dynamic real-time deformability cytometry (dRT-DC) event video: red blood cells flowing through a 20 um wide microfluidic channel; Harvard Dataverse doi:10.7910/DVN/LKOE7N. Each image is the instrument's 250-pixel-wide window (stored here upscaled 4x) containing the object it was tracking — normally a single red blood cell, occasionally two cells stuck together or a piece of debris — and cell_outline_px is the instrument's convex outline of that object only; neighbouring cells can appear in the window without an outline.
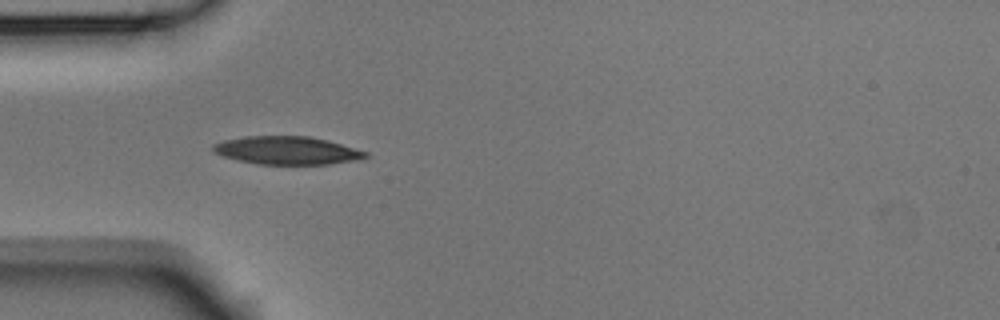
{"species": "Egyptian fruit bat (a non-hibernating species)", "species_latin": "Rousettus aegyptiacus", "temperature_condition": "room temperature", "stored_images_in_passage": 9, "camera_frame_rate_fps": 3000, "um_per_image_px": 0.085, "animal": {"sex": "male"}, "frame": {"image": 1, "passage_image": 4, "time_ms": 1.0, "image_size_px": [1000, 320], "cell_outline_px": [[372, 156], [360, 160], [328, 164], [260, 164], [240, 160], [224, 156], [212, 152], [212, 144], [224, 140], [244, 136], [308, 136], [328, 140], [368, 152]], "centroid_in_image_um": [24.44, 12.78], "position_along_channel_um": 60.6, "area_um2": 25.03}}
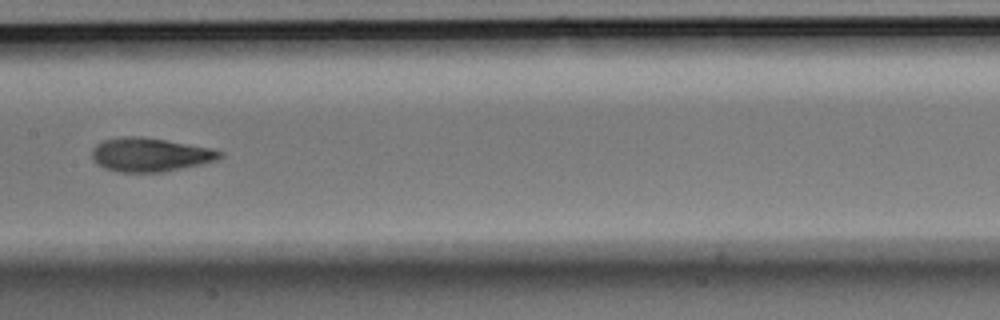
{"frame": {"image": 2, "passage_image": 7, "time_ms": 2.0, "image_size_px": [1000, 320], "cell_outline_px": [[224, 156], [216, 160], [204, 164], [160, 172], [120, 172], [104, 168], [96, 164], [92, 160], [92, 148], [96, 144], [104, 140], [124, 136], [140, 136], [212, 148], [224, 152]], "centroid_in_image_um": [12.76, 13.15], "position_along_channel_um": 194.6, "area_um2": 25.26}}
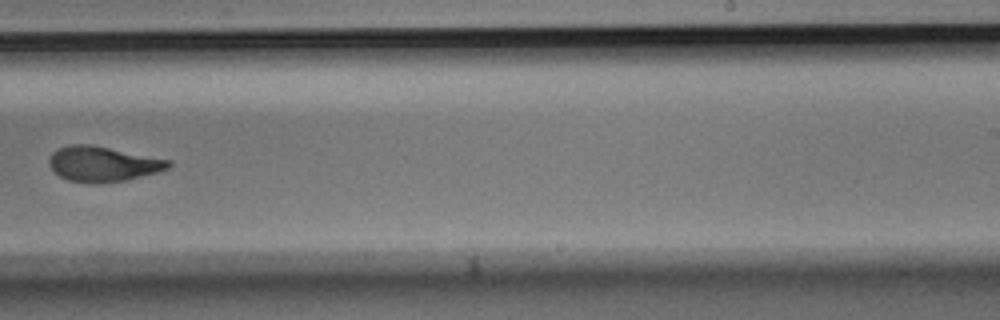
{"frame": {"image": 3, "passage_image": 9, "time_ms": 2.667, "image_size_px": [1000, 320], "cell_outline_px": [[172, 164], [168, 168], [156, 172], [124, 180], [92, 184], [68, 180], [60, 176], [48, 164], [48, 160], [52, 152], [68, 144], [88, 144], [172, 160]], "centroid_in_image_um": [8.72, 13.93], "position_along_channel_um": 280.3, "area_um2": 24.22}}